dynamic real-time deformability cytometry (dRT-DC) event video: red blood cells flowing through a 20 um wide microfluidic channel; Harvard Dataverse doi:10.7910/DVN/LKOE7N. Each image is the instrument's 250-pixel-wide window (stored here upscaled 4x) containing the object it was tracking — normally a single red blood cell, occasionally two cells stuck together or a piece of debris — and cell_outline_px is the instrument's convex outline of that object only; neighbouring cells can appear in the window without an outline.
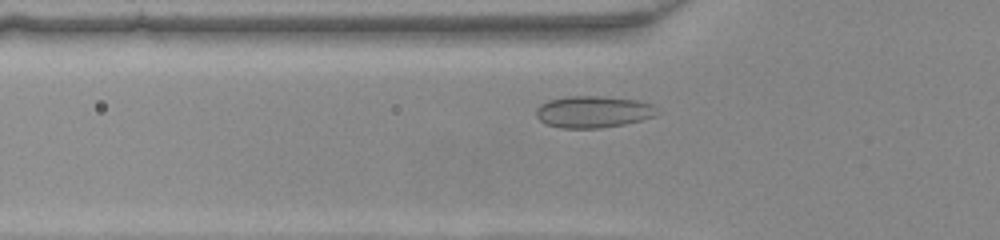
{"species": "common noctule bat (a hibernating species)", "species_latin": "Nyctalus noctula", "temperature_condition": "warm", "stored_images_in_passage": 35, "camera_frame_rate_fps": 3000, "um_per_image_px": 0.085, "animal": {"sex": "female", "body_mass_g": 22.0, "forearm_length_mm": 56.7}, "frame": {"image": 1, "passage_image": 3, "time_ms": 0.667, "image_size_px": [1000, 240], "cell_outline_px": [[656, 108], [652, 116], [640, 120], [624, 124], [600, 128], [560, 128], [544, 124], [536, 116], [536, 108], [540, 104], [548, 100], [568, 96], [600, 96], [636, 100], [652, 104]], "centroid_in_image_um": [50.34, 9.5], "position_along_channel_um": 75.5, "area_um2": 22.25}}
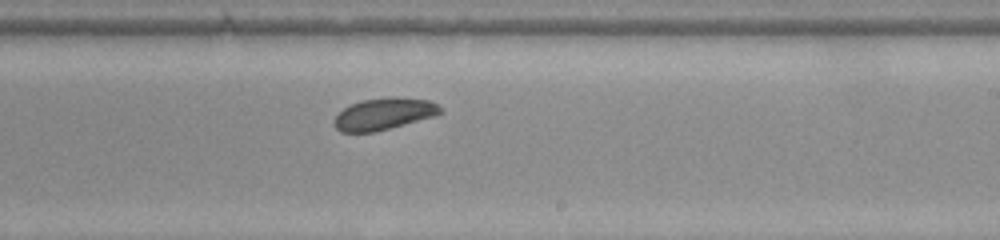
{"frame": {"image": 2, "passage_image": 16, "time_ms": 5.0, "image_size_px": [1000, 240], "cell_outline_px": [[444, 112], [436, 116], [372, 132], [340, 132], [336, 128], [332, 120], [344, 108], [352, 104], [364, 100], [396, 96], [432, 100], [444, 108]], "centroid_in_image_um": [32.7, 9.67], "position_along_channel_um": 256.3, "area_um2": 19.77}}
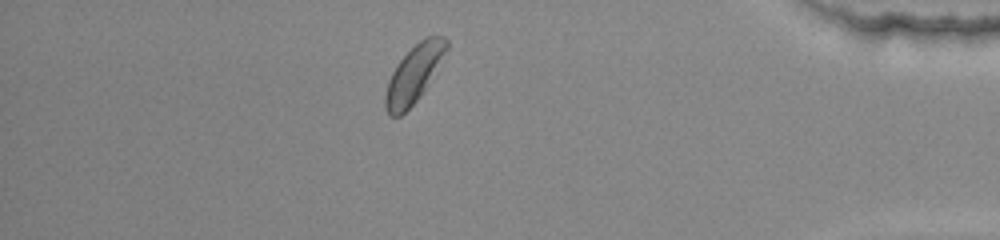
{"frame": {"image": 3, "passage_image": 29, "time_ms": 9.333, "image_size_px": [1000, 240], "cell_outline_px": [[448, 48], [440, 68], [420, 96], [400, 116], [388, 116], [384, 108], [384, 96], [388, 80], [396, 64], [420, 40], [428, 36], [444, 36], [448, 40]], "centroid_in_image_um": [35.2, 6.3], "position_along_channel_um": 400.0, "area_um2": 20.63}}